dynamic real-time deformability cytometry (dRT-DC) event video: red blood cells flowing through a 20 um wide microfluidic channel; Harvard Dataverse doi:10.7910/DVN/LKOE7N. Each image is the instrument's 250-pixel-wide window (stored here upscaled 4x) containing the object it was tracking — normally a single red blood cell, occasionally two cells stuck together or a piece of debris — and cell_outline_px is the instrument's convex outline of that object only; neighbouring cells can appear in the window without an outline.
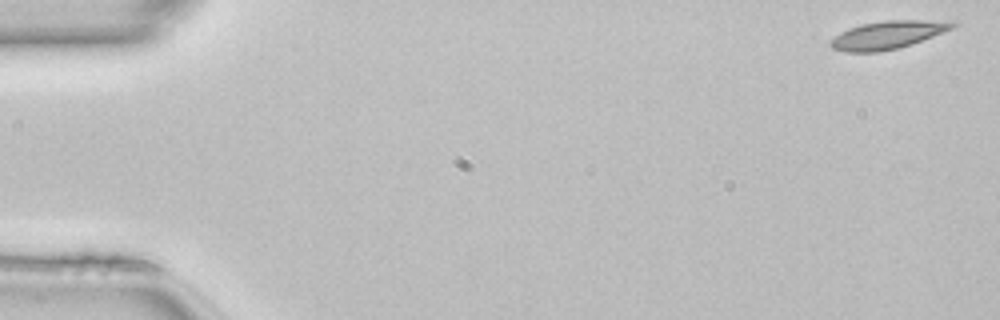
{"species": "common noctule bat (a hibernating species)", "species_latin": "Nyctalus noctula", "temperature_condition": "room temperature", "stored_images_in_passage": 49, "camera_frame_rate_fps": 3000, "um_per_image_px": 0.085, "animal": {"sex": "female", "body_mass_g": 22.7, "forearm_length_mm": 54.2}, "frame": {"image": 1, "passage_image": 1, "time_ms": 0.0, "image_size_px": [1000, 320], "cell_outline_px": [[956, 24], [952, 28], [912, 44], [900, 48], [876, 52], [844, 52], [832, 48], [828, 44], [840, 32], [848, 28], [860, 24], [884, 20], [952, 20]], "centroid_in_image_um": [75.44, 2.96], "position_along_channel_um": 9.6, "area_um2": 19.94}}
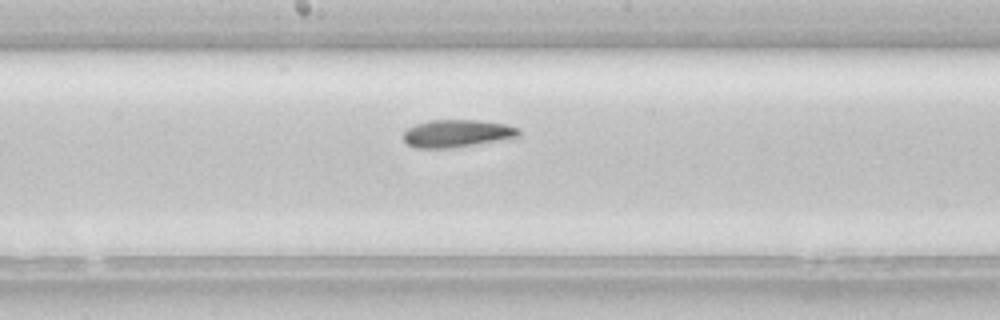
{"frame": {"image": 2, "passage_image": 26, "time_ms": 8.333, "image_size_px": [1000, 320], "cell_outline_px": [[520, 136], [452, 148], [416, 148], [408, 144], [404, 140], [404, 132], [408, 128], [416, 124], [428, 120], [476, 120], [504, 124], [520, 128]], "centroid_in_image_um": [38.82, 11.34], "position_along_channel_um": 209.4, "area_um2": 18.32}}
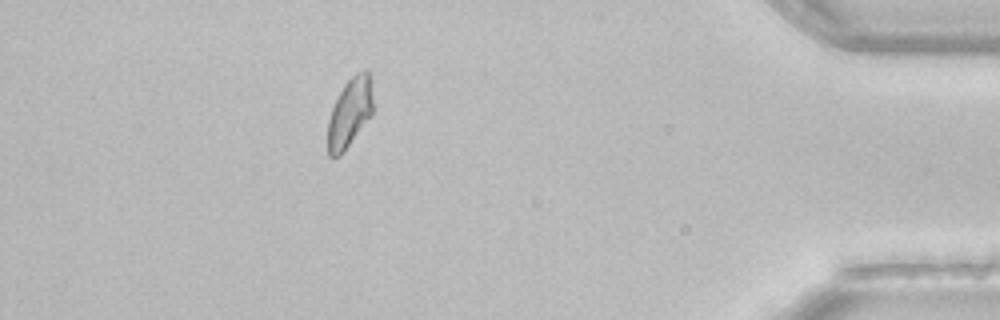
{"frame": {"image": 3, "passage_image": 44, "time_ms": 14.333, "image_size_px": [1000, 320], "cell_outline_px": [[372, 116], [344, 152], [340, 156], [328, 156], [328, 120], [332, 108], [344, 84], [356, 72], [364, 68], [368, 68], [372, 80]], "centroid_in_image_um": [29.76, 9.54], "position_along_channel_um": 405.4, "area_um2": 18.55}, "authors_computed_cell_mechanics": {"area_um2": 18.785, "velocity_mm_per_s": 4.1007, "shape_relaxation_time_tau1_ms": 6.8376, "shape_relaxation_time_tau2_ms": 1.8248, "deformation_change_tau1": 0.1637, "deformation_change_tau2": 0.0648}}